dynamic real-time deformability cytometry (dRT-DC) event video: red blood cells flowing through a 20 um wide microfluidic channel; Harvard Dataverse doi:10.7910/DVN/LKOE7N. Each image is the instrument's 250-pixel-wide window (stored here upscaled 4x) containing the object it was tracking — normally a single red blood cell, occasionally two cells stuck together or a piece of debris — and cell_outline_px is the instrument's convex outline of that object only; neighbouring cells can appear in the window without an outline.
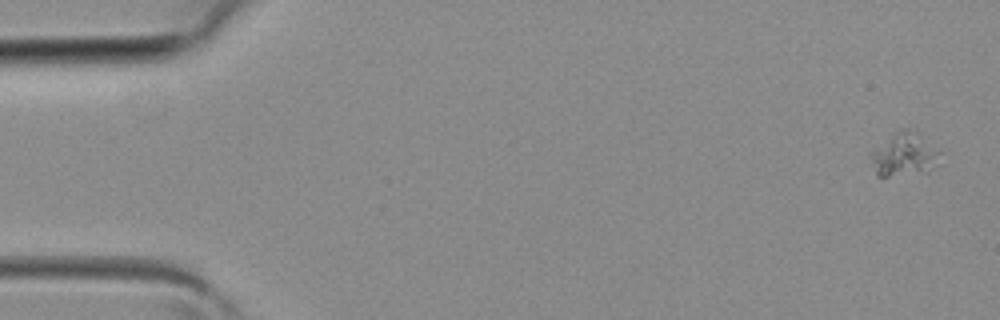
{"species": "common noctule bat (a hibernating species)", "species_latin": "Nyctalus noctula", "temperature_condition": "room temperature", "stored_images_in_passage": 7, "camera_frame_rate_fps": 3000, "um_per_image_px": 0.085, "animal": {"sex": "female", "body_mass_g": 19.3, "forearm_length_mm": 54.1}, "frame": {"image": 1, "passage_image": 1, "time_ms": 0.0, "image_size_px": [1000, 320], "cell_outline_px": [[944, 152], [932, 168], [928, 172], [888, 176], [876, 176], [868, 156], [868, 152], [900, 128], [916, 128]], "centroid_in_image_um": [76.88, 13.08], "position_along_channel_um": 8.1, "area_um2": 18.44}}